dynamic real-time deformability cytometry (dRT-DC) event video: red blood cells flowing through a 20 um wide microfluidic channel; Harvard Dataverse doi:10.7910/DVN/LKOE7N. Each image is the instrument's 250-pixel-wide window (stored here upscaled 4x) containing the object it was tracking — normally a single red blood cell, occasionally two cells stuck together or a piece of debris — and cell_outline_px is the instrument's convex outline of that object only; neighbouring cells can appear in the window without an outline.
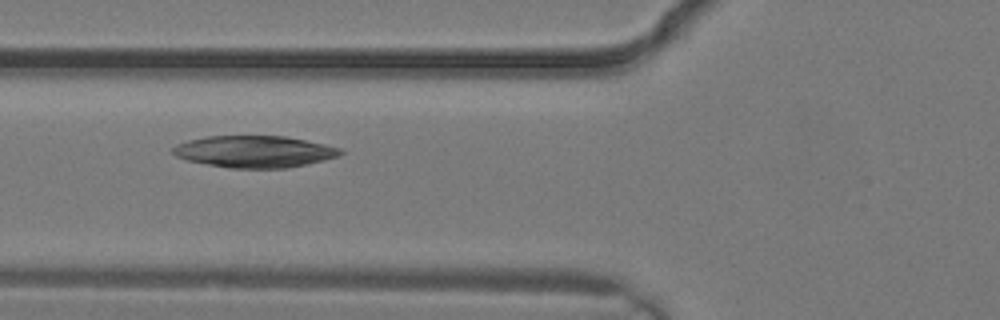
{"species": "common noctule bat (a hibernating species)", "species_latin": "Nyctalus noctula", "temperature_condition": "warm", "stored_images_in_passage": 3, "camera_frame_rate_fps": 3000, "um_per_image_px": 0.085, "animal": {"sex": "male", "body_mass_g": 19.2, "forearm_length_mm": 51.8}, "frame": {"image": 1, "passage_image": 3, "time_ms": 0.667, "image_size_px": [1000, 320], "cell_outline_px": [[344, 152], [340, 156], [324, 160], [288, 168], [228, 168], [188, 160], [176, 156], [172, 152], [172, 148], [176, 144], [188, 140], [208, 136], [284, 136], [324, 144], [340, 148]], "centroid_in_image_um": [21.63, 12.88], "position_along_channel_um": 104.2, "area_um2": 30.92}}